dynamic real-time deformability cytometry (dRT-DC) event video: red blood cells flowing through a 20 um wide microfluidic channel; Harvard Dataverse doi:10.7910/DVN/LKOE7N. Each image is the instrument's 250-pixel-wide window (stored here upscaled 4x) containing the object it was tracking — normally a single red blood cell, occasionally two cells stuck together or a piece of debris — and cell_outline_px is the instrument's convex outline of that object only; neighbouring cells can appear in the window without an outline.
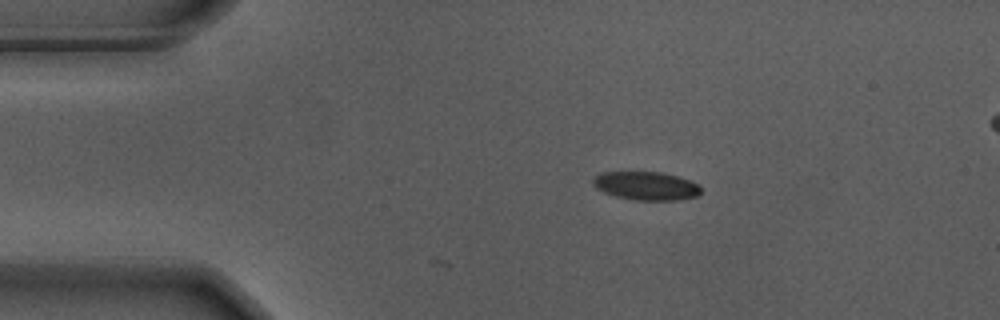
{"species": "Egyptian fruit bat (a non-hibernating species)", "species_latin": "Rousettus aegyptiacus", "temperature_condition": "warm", "stored_images_in_passage": 9, "camera_frame_rate_fps": 3000, "um_per_image_px": 0.085, "animal": {"sex": "male"}, "frame": {"image": 1, "passage_image": 9, "time_ms": 2.667, "image_size_px": [1000, 320], "cell_outline_px": [[700, 192], [696, 196], [680, 200], [632, 200], [616, 196], [604, 192], [596, 188], [592, 184], [592, 180], [600, 172], [660, 172], [676, 176], [688, 180], [696, 184], [700, 188]], "centroid_in_image_um": [54.87, 15.8], "position_along_channel_um": 30.1, "area_um2": 17.74}}